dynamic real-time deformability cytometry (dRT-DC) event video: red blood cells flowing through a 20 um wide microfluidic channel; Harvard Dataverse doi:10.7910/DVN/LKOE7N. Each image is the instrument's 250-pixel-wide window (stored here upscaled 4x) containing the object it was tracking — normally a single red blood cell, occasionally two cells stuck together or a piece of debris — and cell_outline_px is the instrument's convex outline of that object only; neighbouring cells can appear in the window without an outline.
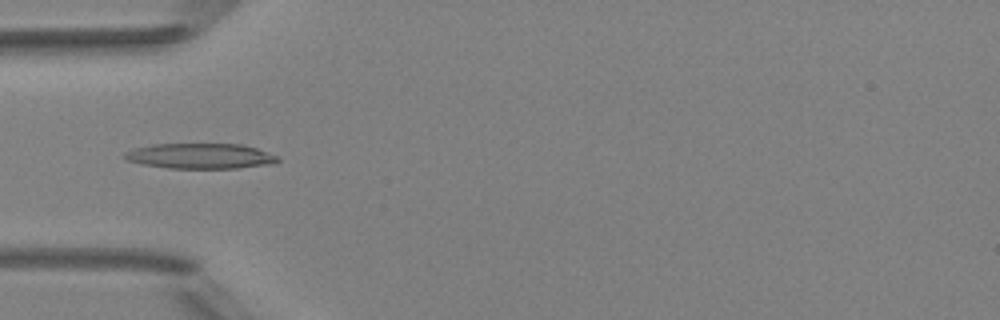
{"species": "Egyptian fruit bat (a non-hibernating species)", "species_latin": "Rousettus aegyptiacus", "temperature_condition": "room temperature", "stored_images_in_passage": 4, "camera_frame_rate_fps": 3000, "um_per_image_px": 0.085, "animal": {"sex": "female"}, "frame": {"image": 1, "passage_image": 4, "time_ms": 4.333, "image_size_px": [1000, 320], "cell_outline_px": [[280, 160], [272, 164], [236, 168], [168, 168], [140, 164], [128, 160], [120, 156], [124, 152], [132, 148], [152, 144], [240, 144], [256, 148], [276, 156]], "centroid_in_image_um": [16.95, 13.26], "position_along_channel_um": 68.1, "area_um2": 22.66}}